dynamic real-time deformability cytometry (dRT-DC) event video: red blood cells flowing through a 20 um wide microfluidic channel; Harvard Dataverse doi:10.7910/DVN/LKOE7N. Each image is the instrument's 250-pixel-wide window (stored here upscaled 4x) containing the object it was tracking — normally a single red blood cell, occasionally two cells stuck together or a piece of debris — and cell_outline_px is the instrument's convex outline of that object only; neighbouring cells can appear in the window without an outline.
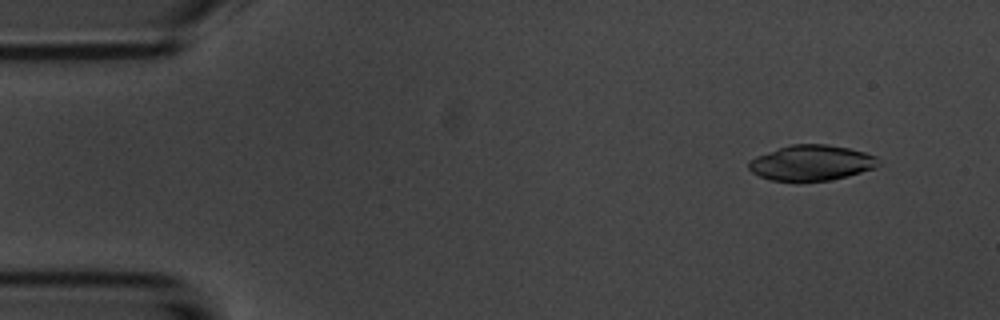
{"species": "common noctule bat (a hibernating species)", "species_latin": "Nyctalus noctula", "temperature_condition": "room temperature", "stored_images_in_passage": 54, "camera_frame_rate_fps": 3000, "um_per_image_px": 0.085, "animal": {"sex": "male", "body_mass_g": 20.1, "forearm_length_mm": 53.5}, "frame": {"image": 1, "passage_image": 5, "time_ms": 1.333, "image_size_px": [1000, 320], "cell_outline_px": [[880, 164], [876, 168], [848, 176], [828, 180], [768, 180], [752, 172], [748, 168], [748, 160], [756, 156], [792, 144], [824, 144], [848, 148], [864, 152], [876, 156]], "centroid_in_image_um": [68.98, 13.84], "position_along_channel_um": 16.0, "area_um2": 26.53}}
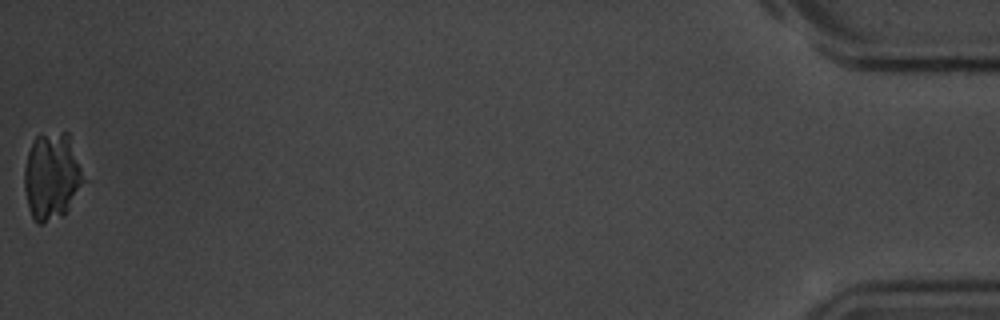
{"frame": {"image": 2, "passage_image": 54, "time_ms": 17.667, "image_size_px": [1000, 320], "cell_outline_px": [[88, 180], [64, 216], [40, 224], [36, 224], [32, 220], [28, 208], [24, 188], [24, 168], [28, 152], [32, 140], [36, 136], [64, 132], [68, 132]], "centroid_in_image_um": [4.44, 15.03], "position_along_channel_um": 430.8, "area_um2": 30.98}}